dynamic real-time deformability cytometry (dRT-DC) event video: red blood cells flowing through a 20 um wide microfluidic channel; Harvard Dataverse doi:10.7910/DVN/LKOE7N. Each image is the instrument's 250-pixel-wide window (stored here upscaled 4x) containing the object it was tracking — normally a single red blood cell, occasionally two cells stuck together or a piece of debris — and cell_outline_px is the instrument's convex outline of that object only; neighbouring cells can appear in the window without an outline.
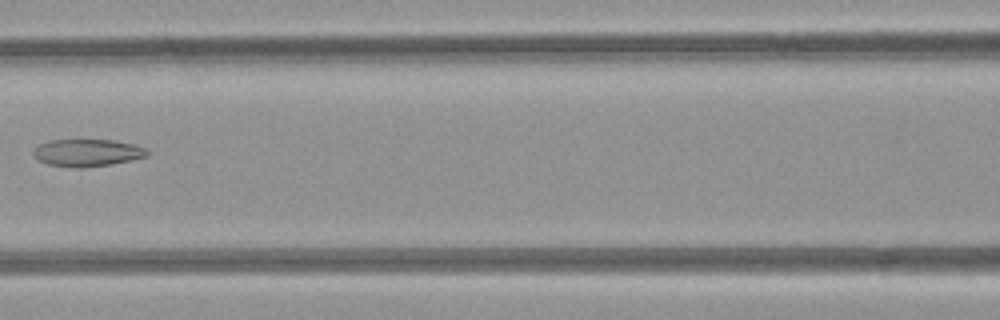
{"species": "common noctule bat (a hibernating species)", "species_latin": "Nyctalus noctula", "temperature_condition": "room temperature", "stored_images_in_passage": 7, "camera_frame_rate_fps": 3000, "um_per_image_px": 0.085, "animal": {"sex": "female", "body_mass_g": 21.9}, "frame": {"image": 1, "passage_image": 7, "time_ms": 6.667, "image_size_px": [1000, 320], "cell_outline_px": [[148, 156], [132, 160], [112, 164], [84, 168], [76, 168], [48, 164], [40, 160], [32, 152], [40, 144], [48, 140], [112, 140], [136, 144], [144, 148], [148, 152]], "centroid_in_image_um": [7.46, 12.98], "position_along_channel_um": 159.1, "area_um2": 18.03}}